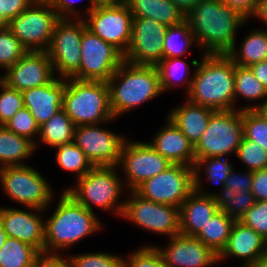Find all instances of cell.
<instances>
[{"label": "cell", "instance_id": "obj_46", "mask_svg": "<svg viewBox=\"0 0 267 267\" xmlns=\"http://www.w3.org/2000/svg\"><path fill=\"white\" fill-rule=\"evenodd\" d=\"M55 10L59 18H80L79 11L74 7L73 2L78 0H48ZM90 5L87 8V14L90 13L98 4L97 0H90ZM68 14V15H67ZM75 16V17H72ZM78 16V17H77Z\"/></svg>", "mask_w": 267, "mask_h": 267}, {"label": "cell", "instance_id": "obj_3", "mask_svg": "<svg viewBox=\"0 0 267 267\" xmlns=\"http://www.w3.org/2000/svg\"><path fill=\"white\" fill-rule=\"evenodd\" d=\"M100 223L94 211L88 210L64 191L53 215L45 221V253L63 251L100 230Z\"/></svg>", "mask_w": 267, "mask_h": 267}, {"label": "cell", "instance_id": "obj_24", "mask_svg": "<svg viewBox=\"0 0 267 267\" xmlns=\"http://www.w3.org/2000/svg\"><path fill=\"white\" fill-rule=\"evenodd\" d=\"M217 211L214 196L194 190L179 207L180 234L196 237Z\"/></svg>", "mask_w": 267, "mask_h": 267}, {"label": "cell", "instance_id": "obj_38", "mask_svg": "<svg viewBox=\"0 0 267 267\" xmlns=\"http://www.w3.org/2000/svg\"><path fill=\"white\" fill-rule=\"evenodd\" d=\"M243 135L267 151V120L256 110H242Z\"/></svg>", "mask_w": 267, "mask_h": 267}, {"label": "cell", "instance_id": "obj_21", "mask_svg": "<svg viewBox=\"0 0 267 267\" xmlns=\"http://www.w3.org/2000/svg\"><path fill=\"white\" fill-rule=\"evenodd\" d=\"M267 254V240L239 220L234 223L226 247L218 255V262L233 256L243 259V267H252Z\"/></svg>", "mask_w": 267, "mask_h": 267}, {"label": "cell", "instance_id": "obj_47", "mask_svg": "<svg viewBox=\"0 0 267 267\" xmlns=\"http://www.w3.org/2000/svg\"><path fill=\"white\" fill-rule=\"evenodd\" d=\"M253 172L246 171L244 174L234 173L232 171L224 183V187L231 189L232 191H251L252 189Z\"/></svg>", "mask_w": 267, "mask_h": 267}, {"label": "cell", "instance_id": "obj_26", "mask_svg": "<svg viewBox=\"0 0 267 267\" xmlns=\"http://www.w3.org/2000/svg\"><path fill=\"white\" fill-rule=\"evenodd\" d=\"M127 5L133 17L153 18L168 27L185 21V13L170 0H131Z\"/></svg>", "mask_w": 267, "mask_h": 267}, {"label": "cell", "instance_id": "obj_52", "mask_svg": "<svg viewBox=\"0 0 267 267\" xmlns=\"http://www.w3.org/2000/svg\"><path fill=\"white\" fill-rule=\"evenodd\" d=\"M253 75L267 90V60L260 61L258 63L249 66Z\"/></svg>", "mask_w": 267, "mask_h": 267}, {"label": "cell", "instance_id": "obj_17", "mask_svg": "<svg viewBox=\"0 0 267 267\" xmlns=\"http://www.w3.org/2000/svg\"><path fill=\"white\" fill-rule=\"evenodd\" d=\"M74 142L93 166L118 167L123 136L100 128L99 124L80 125L74 130Z\"/></svg>", "mask_w": 267, "mask_h": 267}, {"label": "cell", "instance_id": "obj_35", "mask_svg": "<svg viewBox=\"0 0 267 267\" xmlns=\"http://www.w3.org/2000/svg\"><path fill=\"white\" fill-rule=\"evenodd\" d=\"M180 39L182 42L178 41ZM193 44H196L194 34L185 21L180 25L169 26L163 40V59L178 58Z\"/></svg>", "mask_w": 267, "mask_h": 267}, {"label": "cell", "instance_id": "obj_20", "mask_svg": "<svg viewBox=\"0 0 267 267\" xmlns=\"http://www.w3.org/2000/svg\"><path fill=\"white\" fill-rule=\"evenodd\" d=\"M169 239L165 249L155 246L167 267H208L218 262V255L196 237L179 234Z\"/></svg>", "mask_w": 267, "mask_h": 267}, {"label": "cell", "instance_id": "obj_51", "mask_svg": "<svg viewBox=\"0 0 267 267\" xmlns=\"http://www.w3.org/2000/svg\"><path fill=\"white\" fill-rule=\"evenodd\" d=\"M34 0H1L4 15L10 20L25 10Z\"/></svg>", "mask_w": 267, "mask_h": 267}, {"label": "cell", "instance_id": "obj_28", "mask_svg": "<svg viewBox=\"0 0 267 267\" xmlns=\"http://www.w3.org/2000/svg\"><path fill=\"white\" fill-rule=\"evenodd\" d=\"M236 49V43L226 55L235 65L249 67L252 64L267 60V30H254L245 37L240 46ZM238 52V53H237Z\"/></svg>", "mask_w": 267, "mask_h": 267}, {"label": "cell", "instance_id": "obj_39", "mask_svg": "<svg viewBox=\"0 0 267 267\" xmlns=\"http://www.w3.org/2000/svg\"><path fill=\"white\" fill-rule=\"evenodd\" d=\"M28 50L7 28H0V67L6 70L22 58Z\"/></svg>", "mask_w": 267, "mask_h": 267}, {"label": "cell", "instance_id": "obj_60", "mask_svg": "<svg viewBox=\"0 0 267 267\" xmlns=\"http://www.w3.org/2000/svg\"><path fill=\"white\" fill-rule=\"evenodd\" d=\"M131 0H119V2L124 3V4H128Z\"/></svg>", "mask_w": 267, "mask_h": 267}, {"label": "cell", "instance_id": "obj_41", "mask_svg": "<svg viewBox=\"0 0 267 267\" xmlns=\"http://www.w3.org/2000/svg\"><path fill=\"white\" fill-rule=\"evenodd\" d=\"M0 125L5 126L24 107L22 92L1 81L0 75Z\"/></svg>", "mask_w": 267, "mask_h": 267}, {"label": "cell", "instance_id": "obj_49", "mask_svg": "<svg viewBox=\"0 0 267 267\" xmlns=\"http://www.w3.org/2000/svg\"><path fill=\"white\" fill-rule=\"evenodd\" d=\"M38 267H74L71 256L61 257L57 253H42L39 256Z\"/></svg>", "mask_w": 267, "mask_h": 267}, {"label": "cell", "instance_id": "obj_10", "mask_svg": "<svg viewBox=\"0 0 267 267\" xmlns=\"http://www.w3.org/2000/svg\"><path fill=\"white\" fill-rule=\"evenodd\" d=\"M82 18H60L55 24L47 53L59 78H71L80 68V46L86 28Z\"/></svg>", "mask_w": 267, "mask_h": 267}, {"label": "cell", "instance_id": "obj_44", "mask_svg": "<svg viewBox=\"0 0 267 267\" xmlns=\"http://www.w3.org/2000/svg\"><path fill=\"white\" fill-rule=\"evenodd\" d=\"M123 267H167L155 246H144L132 252Z\"/></svg>", "mask_w": 267, "mask_h": 267}, {"label": "cell", "instance_id": "obj_43", "mask_svg": "<svg viewBox=\"0 0 267 267\" xmlns=\"http://www.w3.org/2000/svg\"><path fill=\"white\" fill-rule=\"evenodd\" d=\"M74 267H123L124 259L108 253H87L71 256Z\"/></svg>", "mask_w": 267, "mask_h": 267}, {"label": "cell", "instance_id": "obj_2", "mask_svg": "<svg viewBox=\"0 0 267 267\" xmlns=\"http://www.w3.org/2000/svg\"><path fill=\"white\" fill-rule=\"evenodd\" d=\"M201 61H191L196 69L187 100L214 111L235 110V63L226 54H204Z\"/></svg>", "mask_w": 267, "mask_h": 267}, {"label": "cell", "instance_id": "obj_25", "mask_svg": "<svg viewBox=\"0 0 267 267\" xmlns=\"http://www.w3.org/2000/svg\"><path fill=\"white\" fill-rule=\"evenodd\" d=\"M214 110L191 103L189 100L184 105L173 108L168 114L172 121L195 147L204 134L209 119Z\"/></svg>", "mask_w": 267, "mask_h": 267}, {"label": "cell", "instance_id": "obj_22", "mask_svg": "<svg viewBox=\"0 0 267 267\" xmlns=\"http://www.w3.org/2000/svg\"><path fill=\"white\" fill-rule=\"evenodd\" d=\"M64 91L65 79L56 75L50 83L22 92L24 107L39 127L62 109Z\"/></svg>", "mask_w": 267, "mask_h": 267}, {"label": "cell", "instance_id": "obj_8", "mask_svg": "<svg viewBox=\"0 0 267 267\" xmlns=\"http://www.w3.org/2000/svg\"><path fill=\"white\" fill-rule=\"evenodd\" d=\"M243 136L241 110L214 111L204 134L195 146L196 160L236 154Z\"/></svg>", "mask_w": 267, "mask_h": 267}, {"label": "cell", "instance_id": "obj_34", "mask_svg": "<svg viewBox=\"0 0 267 267\" xmlns=\"http://www.w3.org/2000/svg\"><path fill=\"white\" fill-rule=\"evenodd\" d=\"M55 148L57 164L66 171L75 172L77 180L94 167L74 140Z\"/></svg>", "mask_w": 267, "mask_h": 267}, {"label": "cell", "instance_id": "obj_54", "mask_svg": "<svg viewBox=\"0 0 267 267\" xmlns=\"http://www.w3.org/2000/svg\"><path fill=\"white\" fill-rule=\"evenodd\" d=\"M254 17H258L267 25V0H260L256 9Z\"/></svg>", "mask_w": 267, "mask_h": 267}, {"label": "cell", "instance_id": "obj_7", "mask_svg": "<svg viewBox=\"0 0 267 267\" xmlns=\"http://www.w3.org/2000/svg\"><path fill=\"white\" fill-rule=\"evenodd\" d=\"M59 19L48 0H34L7 28L28 51H47Z\"/></svg>", "mask_w": 267, "mask_h": 267}, {"label": "cell", "instance_id": "obj_9", "mask_svg": "<svg viewBox=\"0 0 267 267\" xmlns=\"http://www.w3.org/2000/svg\"><path fill=\"white\" fill-rule=\"evenodd\" d=\"M0 181L4 193L27 208L46 210L52 201L54 193L47 180L27 164L0 167Z\"/></svg>", "mask_w": 267, "mask_h": 267}, {"label": "cell", "instance_id": "obj_55", "mask_svg": "<svg viewBox=\"0 0 267 267\" xmlns=\"http://www.w3.org/2000/svg\"><path fill=\"white\" fill-rule=\"evenodd\" d=\"M238 110H256L261 116H263L267 120V99L264 100L262 99V103L258 104L256 106H246L245 108H237Z\"/></svg>", "mask_w": 267, "mask_h": 267}, {"label": "cell", "instance_id": "obj_11", "mask_svg": "<svg viewBox=\"0 0 267 267\" xmlns=\"http://www.w3.org/2000/svg\"><path fill=\"white\" fill-rule=\"evenodd\" d=\"M194 190L193 167L172 164L166 170L144 181L134 191L152 202L179 208Z\"/></svg>", "mask_w": 267, "mask_h": 267}, {"label": "cell", "instance_id": "obj_27", "mask_svg": "<svg viewBox=\"0 0 267 267\" xmlns=\"http://www.w3.org/2000/svg\"><path fill=\"white\" fill-rule=\"evenodd\" d=\"M36 150L35 143L19 136L7 127L0 125V162L1 168L6 166L26 165L21 160L30 157Z\"/></svg>", "mask_w": 267, "mask_h": 267}, {"label": "cell", "instance_id": "obj_32", "mask_svg": "<svg viewBox=\"0 0 267 267\" xmlns=\"http://www.w3.org/2000/svg\"><path fill=\"white\" fill-rule=\"evenodd\" d=\"M75 124L61 109L39 128V139L45 144L57 147L74 139Z\"/></svg>", "mask_w": 267, "mask_h": 267}, {"label": "cell", "instance_id": "obj_4", "mask_svg": "<svg viewBox=\"0 0 267 267\" xmlns=\"http://www.w3.org/2000/svg\"><path fill=\"white\" fill-rule=\"evenodd\" d=\"M114 118L162 94L156 66L123 62L108 80Z\"/></svg>", "mask_w": 267, "mask_h": 267}, {"label": "cell", "instance_id": "obj_5", "mask_svg": "<svg viewBox=\"0 0 267 267\" xmlns=\"http://www.w3.org/2000/svg\"><path fill=\"white\" fill-rule=\"evenodd\" d=\"M62 109L75 126L101 124L114 118L107 82L65 79Z\"/></svg>", "mask_w": 267, "mask_h": 267}, {"label": "cell", "instance_id": "obj_19", "mask_svg": "<svg viewBox=\"0 0 267 267\" xmlns=\"http://www.w3.org/2000/svg\"><path fill=\"white\" fill-rule=\"evenodd\" d=\"M30 209L33 211L1 207L0 220L8 237L29 244L42 254L45 252V222L36 213L45 210Z\"/></svg>", "mask_w": 267, "mask_h": 267}, {"label": "cell", "instance_id": "obj_18", "mask_svg": "<svg viewBox=\"0 0 267 267\" xmlns=\"http://www.w3.org/2000/svg\"><path fill=\"white\" fill-rule=\"evenodd\" d=\"M5 72L1 81L20 92L48 84L56 74L47 51H28Z\"/></svg>", "mask_w": 267, "mask_h": 267}, {"label": "cell", "instance_id": "obj_45", "mask_svg": "<svg viewBox=\"0 0 267 267\" xmlns=\"http://www.w3.org/2000/svg\"><path fill=\"white\" fill-rule=\"evenodd\" d=\"M239 221L267 240V200L256 201Z\"/></svg>", "mask_w": 267, "mask_h": 267}, {"label": "cell", "instance_id": "obj_1", "mask_svg": "<svg viewBox=\"0 0 267 267\" xmlns=\"http://www.w3.org/2000/svg\"><path fill=\"white\" fill-rule=\"evenodd\" d=\"M236 9L221 0H203L185 14V22L204 54H226L235 44V34L246 22Z\"/></svg>", "mask_w": 267, "mask_h": 267}, {"label": "cell", "instance_id": "obj_30", "mask_svg": "<svg viewBox=\"0 0 267 267\" xmlns=\"http://www.w3.org/2000/svg\"><path fill=\"white\" fill-rule=\"evenodd\" d=\"M194 189L202 195L214 196L219 211L226 213L235 220L241 219V217L256 203L254 194L251 191L237 192L232 191L227 187H223L222 192H219L220 194H212V192H202L201 186H194Z\"/></svg>", "mask_w": 267, "mask_h": 267}, {"label": "cell", "instance_id": "obj_40", "mask_svg": "<svg viewBox=\"0 0 267 267\" xmlns=\"http://www.w3.org/2000/svg\"><path fill=\"white\" fill-rule=\"evenodd\" d=\"M235 155L246 164L248 171L267 169V151L244 136Z\"/></svg>", "mask_w": 267, "mask_h": 267}, {"label": "cell", "instance_id": "obj_13", "mask_svg": "<svg viewBox=\"0 0 267 267\" xmlns=\"http://www.w3.org/2000/svg\"><path fill=\"white\" fill-rule=\"evenodd\" d=\"M80 47V68L71 78L108 82L124 62V55L117 48L103 41L87 27L83 30Z\"/></svg>", "mask_w": 267, "mask_h": 267}, {"label": "cell", "instance_id": "obj_42", "mask_svg": "<svg viewBox=\"0 0 267 267\" xmlns=\"http://www.w3.org/2000/svg\"><path fill=\"white\" fill-rule=\"evenodd\" d=\"M10 131L19 136L26 137L35 143L37 149V140L34 141V136L39 135V125L36 123L35 118L31 115L30 111L23 107L21 108L5 125Z\"/></svg>", "mask_w": 267, "mask_h": 267}, {"label": "cell", "instance_id": "obj_29", "mask_svg": "<svg viewBox=\"0 0 267 267\" xmlns=\"http://www.w3.org/2000/svg\"><path fill=\"white\" fill-rule=\"evenodd\" d=\"M235 219L222 211H217L196 236L217 255L226 247Z\"/></svg>", "mask_w": 267, "mask_h": 267}, {"label": "cell", "instance_id": "obj_57", "mask_svg": "<svg viewBox=\"0 0 267 267\" xmlns=\"http://www.w3.org/2000/svg\"><path fill=\"white\" fill-rule=\"evenodd\" d=\"M7 234L4 230L2 221L0 220V248L4 245V243L6 242L7 239Z\"/></svg>", "mask_w": 267, "mask_h": 267}, {"label": "cell", "instance_id": "obj_50", "mask_svg": "<svg viewBox=\"0 0 267 267\" xmlns=\"http://www.w3.org/2000/svg\"><path fill=\"white\" fill-rule=\"evenodd\" d=\"M230 8L236 9L247 20L253 17L260 0H221Z\"/></svg>", "mask_w": 267, "mask_h": 267}, {"label": "cell", "instance_id": "obj_37", "mask_svg": "<svg viewBox=\"0 0 267 267\" xmlns=\"http://www.w3.org/2000/svg\"><path fill=\"white\" fill-rule=\"evenodd\" d=\"M238 97L259 101L267 99L266 88L257 80L249 67L235 66V102Z\"/></svg>", "mask_w": 267, "mask_h": 267}, {"label": "cell", "instance_id": "obj_31", "mask_svg": "<svg viewBox=\"0 0 267 267\" xmlns=\"http://www.w3.org/2000/svg\"><path fill=\"white\" fill-rule=\"evenodd\" d=\"M39 256L31 245L7 237L0 248V267H38Z\"/></svg>", "mask_w": 267, "mask_h": 267}, {"label": "cell", "instance_id": "obj_53", "mask_svg": "<svg viewBox=\"0 0 267 267\" xmlns=\"http://www.w3.org/2000/svg\"><path fill=\"white\" fill-rule=\"evenodd\" d=\"M173 2L183 13H187L192 10L196 5L201 3L203 0H170Z\"/></svg>", "mask_w": 267, "mask_h": 267}, {"label": "cell", "instance_id": "obj_6", "mask_svg": "<svg viewBox=\"0 0 267 267\" xmlns=\"http://www.w3.org/2000/svg\"><path fill=\"white\" fill-rule=\"evenodd\" d=\"M115 166H94L82 178L77 180L76 186L65 191L70 194L79 204L90 211L94 207L104 210L116 211L122 215L124 201L120 204L118 199L123 190V182L115 170ZM118 204V205H117Z\"/></svg>", "mask_w": 267, "mask_h": 267}, {"label": "cell", "instance_id": "obj_12", "mask_svg": "<svg viewBox=\"0 0 267 267\" xmlns=\"http://www.w3.org/2000/svg\"><path fill=\"white\" fill-rule=\"evenodd\" d=\"M87 15L88 19L84 18L87 29L125 55L132 32L133 15L129 6L121 2L99 3Z\"/></svg>", "mask_w": 267, "mask_h": 267}, {"label": "cell", "instance_id": "obj_36", "mask_svg": "<svg viewBox=\"0 0 267 267\" xmlns=\"http://www.w3.org/2000/svg\"><path fill=\"white\" fill-rule=\"evenodd\" d=\"M201 168H204V172L206 171L205 174L208 176L207 179H209L212 184L220 183L219 185H221L222 188L224 187V183L229 174L233 171L232 163L226 161V158H223V156L208 157L196 160L193 167L194 186L201 185Z\"/></svg>", "mask_w": 267, "mask_h": 267}, {"label": "cell", "instance_id": "obj_23", "mask_svg": "<svg viewBox=\"0 0 267 267\" xmlns=\"http://www.w3.org/2000/svg\"><path fill=\"white\" fill-rule=\"evenodd\" d=\"M149 144L172 164H184L194 167L195 147L182 131L167 117L163 127Z\"/></svg>", "mask_w": 267, "mask_h": 267}, {"label": "cell", "instance_id": "obj_58", "mask_svg": "<svg viewBox=\"0 0 267 267\" xmlns=\"http://www.w3.org/2000/svg\"><path fill=\"white\" fill-rule=\"evenodd\" d=\"M252 267H267V254L263 255Z\"/></svg>", "mask_w": 267, "mask_h": 267}, {"label": "cell", "instance_id": "obj_56", "mask_svg": "<svg viewBox=\"0 0 267 267\" xmlns=\"http://www.w3.org/2000/svg\"><path fill=\"white\" fill-rule=\"evenodd\" d=\"M9 19L4 15V10L2 9V4L0 0V28L7 27Z\"/></svg>", "mask_w": 267, "mask_h": 267}, {"label": "cell", "instance_id": "obj_48", "mask_svg": "<svg viewBox=\"0 0 267 267\" xmlns=\"http://www.w3.org/2000/svg\"><path fill=\"white\" fill-rule=\"evenodd\" d=\"M251 192L256 201L267 200V169L253 171Z\"/></svg>", "mask_w": 267, "mask_h": 267}, {"label": "cell", "instance_id": "obj_15", "mask_svg": "<svg viewBox=\"0 0 267 267\" xmlns=\"http://www.w3.org/2000/svg\"><path fill=\"white\" fill-rule=\"evenodd\" d=\"M125 172L128 191H134L144 181L166 170L172 163L149 143L124 141L120 161Z\"/></svg>", "mask_w": 267, "mask_h": 267}, {"label": "cell", "instance_id": "obj_16", "mask_svg": "<svg viewBox=\"0 0 267 267\" xmlns=\"http://www.w3.org/2000/svg\"><path fill=\"white\" fill-rule=\"evenodd\" d=\"M168 26L153 18L133 17L129 48L124 61L156 66L163 59V40Z\"/></svg>", "mask_w": 267, "mask_h": 267}, {"label": "cell", "instance_id": "obj_59", "mask_svg": "<svg viewBox=\"0 0 267 267\" xmlns=\"http://www.w3.org/2000/svg\"><path fill=\"white\" fill-rule=\"evenodd\" d=\"M99 3H116L119 0H97Z\"/></svg>", "mask_w": 267, "mask_h": 267}, {"label": "cell", "instance_id": "obj_14", "mask_svg": "<svg viewBox=\"0 0 267 267\" xmlns=\"http://www.w3.org/2000/svg\"><path fill=\"white\" fill-rule=\"evenodd\" d=\"M131 198L124 201L122 217L141 228L157 234L174 237L180 234L179 208L173 205L158 204L145 199L135 191H129Z\"/></svg>", "mask_w": 267, "mask_h": 267}, {"label": "cell", "instance_id": "obj_33", "mask_svg": "<svg viewBox=\"0 0 267 267\" xmlns=\"http://www.w3.org/2000/svg\"><path fill=\"white\" fill-rule=\"evenodd\" d=\"M159 77H160V85L162 92L165 93L169 89H172L173 87H177L179 84L177 81L180 79L181 83H186V94L188 95L192 86V78L186 79V72H190V68L187 62L183 61V59L178 58H168V59H162L157 65H156ZM186 68H188L186 70ZM175 85V86H174Z\"/></svg>", "mask_w": 267, "mask_h": 267}]
</instances>
